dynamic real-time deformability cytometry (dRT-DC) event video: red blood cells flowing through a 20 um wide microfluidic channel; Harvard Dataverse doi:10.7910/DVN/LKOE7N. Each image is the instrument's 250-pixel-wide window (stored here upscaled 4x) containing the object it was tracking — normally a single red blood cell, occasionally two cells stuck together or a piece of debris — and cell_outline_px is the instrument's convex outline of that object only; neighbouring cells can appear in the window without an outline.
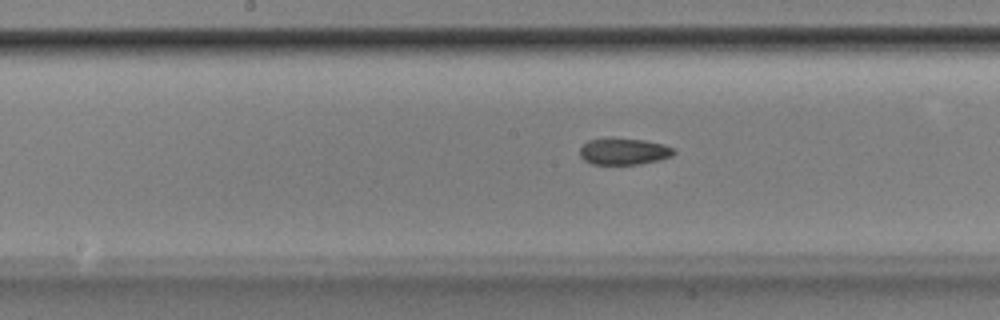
{"species": "Egyptian fruit bat (a non-hibernating species)", "species_latin": "Rousettus aegyptiacus", "temperature_condition": "room temperature", "stored_images_in_passage": 53, "camera_frame_rate_fps": 3000, "um_per_image_px": 0.085, "animal": {"sex": "male"}, "frame": {"image": 1, "passage_image": 27, "time_ms": 8.667, "image_size_px": [1000, 320], "cell_outline_px": [[676, 152], [672, 156], [660, 160], [640, 164], [592, 164], [584, 160], [580, 156], [580, 148], [588, 140], [644, 140], [664, 144], [676, 148]], "centroid_in_image_um": [53.09, 12.9], "position_along_channel_um": 195.1, "area_um2": 14.22}}
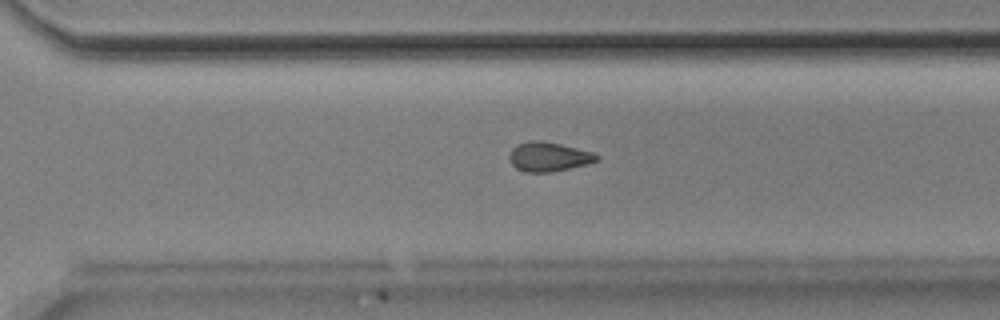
{"frame": {"image": 2, "passage_image": 37, "time_ms": 12.0, "image_size_px": [1000, 320], "cell_outline_px": [[600, 160], [588, 164], [552, 172], [528, 172], [516, 168], [508, 160], [508, 156], [512, 148], [516, 144], [528, 140], [544, 140], [592, 152], [600, 156]], "centroid_in_image_um": [46.62, 13.31], "position_along_channel_um": 324.0, "area_um2": 15.14}}
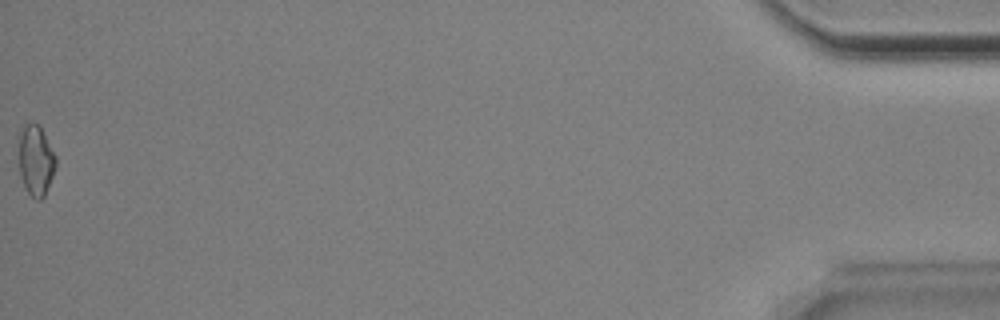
{"frame": {"image": 3, "passage_image": 53, "time_ms": 17.333, "image_size_px": [1000, 320], "cell_outline_px": [[56, 164], [52, 176], [44, 196], [40, 200], [36, 200], [28, 192], [20, 176], [16, 136], [20, 128], [24, 124], [36, 124], [40, 128], [56, 156]], "centroid_in_image_um": [2.98, 13.6], "position_along_channel_um": 432.2, "area_um2": 15.37}, "authors_computed_cell_mechanics": {"area_um2": 15.3748, "velocity_mm_per_s": 3.8844, "shape_relaxation_time_tau1_ms": null, "shape_relaxation_time_tau2_ms": 3.022, "deformation_change_tau1": null, "deformation_change_tau2": 0.0789}}